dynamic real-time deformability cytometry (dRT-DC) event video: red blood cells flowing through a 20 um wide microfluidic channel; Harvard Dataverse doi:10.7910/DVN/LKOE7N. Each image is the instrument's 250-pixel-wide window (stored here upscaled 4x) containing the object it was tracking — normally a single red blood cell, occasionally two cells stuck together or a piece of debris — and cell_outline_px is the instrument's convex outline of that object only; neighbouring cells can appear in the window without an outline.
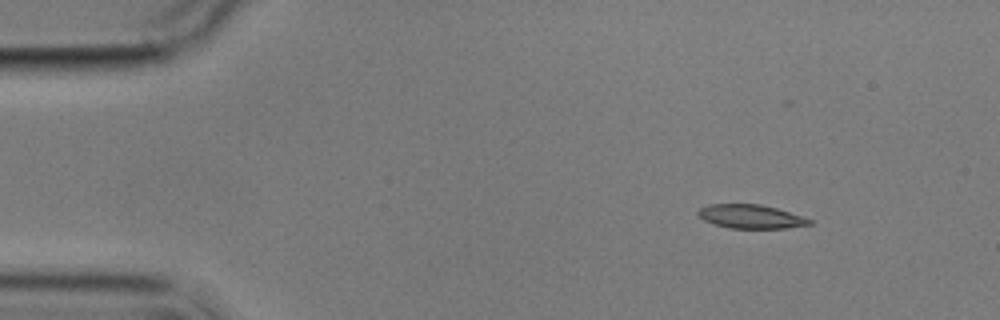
{"species": "common noctule bat (a hibernating species)", "species_latin": "Nyctalus noctula", "temperature_condition": "cold", "stored_images_in_passage": 7, "camera_frame_rate_fps": 3000, "um_per_image_px": 0.085, "animal": {"sex": "male", "body_mass_g": 17.9}, "frame": {"image": 1, "passage_image": 1, "time_ms": 0.0, "image_size_px": [1000, 320], "cell_outline_px": [[812, 224], [784, 228], [728, 228], [704, 220], [696, 212], [700, 208], [708, 204], [760, 204], [776, 208], [812, 220]], "centroid_in_image_um": [63.79, 18.4], "position_along_channel_um": 21.2, "area_um2": 15.2}}
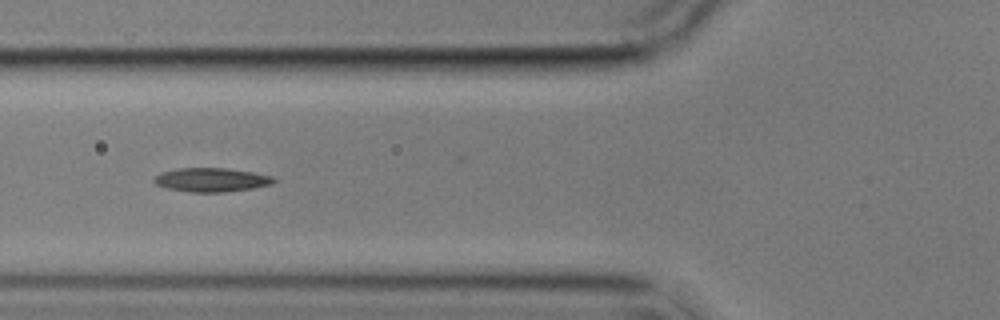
{"frame": {"image": 2, "passage_image": 5, "time_ms": 4.667, "image_size_px": [1000, 320], "cell_outline_px": [[276, 180], [272, 184], [252, 188], [224, 192], [188, 192], [168, 188], [156, 184], [152, 180], [160, 172], [176, 168], [224, 168], [252, 172], [272, 176]], "centroid_in_image_um": [17.94, 15.28], "position_along_channel_um": 107.9, "area_um2": 16.59}}
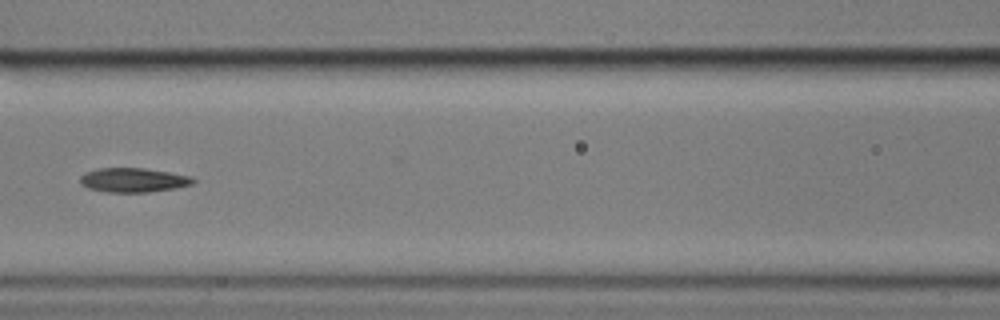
{"frame": {"image": 3, "passage_image": 6, "time_ms": 6.0, "image_size_px": [1000, 320], "cell_outline_px": [[196, 180], [192, 184], [176, 188], [148, 192], [104, 192], [88, 188], [80, 184], [80, 176], [84, 172], [100, 168], [144, 168], [192, 176]], "centroid_in_image_um": [11.31, 15.3], "position_along_channel_um": 155.3, "area_um2": 16.07}}